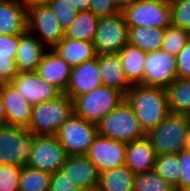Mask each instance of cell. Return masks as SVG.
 I'll list each match as a JSON object with an SVG mask.
<instances>
[{
	"label": "cell",
	"instance_id": "cell-1",
	"mask_svg": "<svg viewBox=\"0 0 190 191\" xmlns=\"http://www.w3.org/2000/svg\"><path fill=\"white\" fill-rule=\"evenodd\" d=\"M126 102L133 108L141 128L147 134L170 113L166 89L132 85L126 92Z\"/></svg>",
	"mask_w": 190,
	"mask_h": 191
},
{
	"label": "cell",
	"instance_id": "cell-2",
	"mask_svg": "<svg viewBox=\"0 0 190 191\" xmlns=\"http://www.w3.org/2000/svg\"><path fill=\"white\" fill-rule=\"evenodd\" d=\"M73 112V100L63 93L54 100L33 105L27 129L35 136L56 135Z\"/></svg>",
	"mask_w": 190,
	"mask_h": 191
},
{
	"label": "cell",
	"instance_id": "cell-3",
	"mask_svg": "<svg viewBox=\"0 0 190 191\" xmlns=\"http://www.w3.org/2000/svg\"><path fill=\"white\" fill-rule=\"evenodd\" d=\"M189 122L187 115L169 113L156 128L146 134L157 156L186 149Z\"/></svg>",
	"mask_w": 190,
	"mask_h": 191
},
{
	"label": "cell",
	"instance_id": "cell-4",
	"mask_svg": "<svg viewBox=\"0 0 190 191\" xmlns=\"http://www.w3.org/2000/svg\"><path fill=\"white\" fill-rule=\"evenodd\" d=\"M97 133L125 143L141 139L146 133L141 128L133 108L124 99L97 124Z\"/></svg>",
	"mask_w": 190,
	"mask_h": 191
},
{
	"label": "cell",
	"instance_id": "cell-5",
	"mask_svg": "<svg viewBox=\"0 0 190 191\" xmlns=\"http://www.w3.org/2000/svg\"><path fill=\"white\" fill-rule=\"evenodd\" d=\"M124 99L125 96L121 92L101 85L87 94L76 97L73 100V110L76 115L96 125Z\"/></svg>",
	"mask_w": 190,
	"mask_h": 191
},
{
	"label": "cell",
	"instance_id": "cell-6",
	"mask_svg": "<svg viewBox=\"0 0 190 191\" xmlns=\"http://www.w3.org/2000/svg\"><path fill=\"white\" fill-rule=\"evenodd\" d=\"M35 135L27 128L0 125V164L22 168L29 161Z\"/></svg>",
	"mask_w": 190,
	"mask_h": 191
},
{
	"label": "cell",
	"instance_id": "cell-7",
	"mask_svg": "<svg viewBox=\"0 0 190 191\" xmlns=\"http://www.w3.org/2000/svg\"><path fill=\"white\" fill-rule=\"evenodd\" d=\"M97 134L95 124L87 122L73 112L55 136L69 156L86 155Z\"/></svg>",
	"mask_w": 190,
	"mask_h": 191
},
{
	"label": "cell",
	"instance_id": "cell-8",
	"mask_svg": "<svg viewBox=\"0 0 190 191\" xmlns=\"http://www.w3.org/2000/svg\"><path fill=\"white\" fill-rule=\"evenodd\" d=\"M27 30L47 49H53L64 38L65 33L47 4H36L27 8Z\"/></svg>",
	"mask_w": 190,
	"mask_h": 191
},
{
	"label": "cell",
	"instance_id": "cell-9",
	"mask_svg": "<svg viewBox=\"0 0 190 191\" xmlns=\"http://www.w3.org/2000/svg\"><path fill=\"white\" fill-rule=\"evenodd\" d=\"M129 28L120 11L99 18L93 45L97 55L117 54L128 43Z\"/></svg>",
	"mask_w": 190,
	"mask_h": 191
},
{
	"label": "cell",
	"instance_id": "cell-10",
	"mask_svg": "<svg viewBox=\"0 0 190 191\" xmlns=\"http://www.w3.org/2000/svg\"><path fill=\"white\" fill-rule=\"evenodd\" d=\"M128 27H157L172 24L170 4L134 0L121 11Z\"/></svg>",
	"mask_w": 190,
	"mask_h": 191
},
{
	"label": "cell",
	"instance_id": "cell-11",
	"mask_svg": "<svg viewBox=\"0 0 190 191\" xmlns=\"http://www.w3.org/2000/svg\"><path fill=\"white\" fill-rule=\"evenodd\" d=\"M67 156L55 135L35 136L27 166L52 174L61 169Z\"/></svg>",
	"mask_w": 190,
	"mask_h": 191
},
{
	"label": "cell",
	"instance_id": "cell-12",
	"mask_svg": "<svg viewBox=\"0 0 190 191\" xmlns=\"http://www.w3.org/2000/svg\"><path fill=\"white\" fill-rule=\"evenodd\" d=\"M142 85L166 89L177 78L176 56L163 50L148 52Z\"/></svg>",
	"mask_w": 190,
	"mask_h": 191
},
{
	"label": "cell",
	"instance_id": "cell-13",
	"mask_svg": "<svg viewBox=\"0 0 190 191\" xmlns=\"http://www.w3.org/2000/svg\"><path fill=\"white\" fill-rule=\"evenodd\" d=\"M127 143L97 134L86 157L96 166L99 173L125 165Z\"/></svg>",
	"mask_w": 190,
	"mask_h": 191
},
{
	"label": "cell",
	"instance_id": "cell-14",
	"mask_svg": "<svg viewBox=\"0 0 190 191\" xmlns=\"http://www.w3.org/2000/svg\"><path fill=\"white\" fill-rule=\"evenodd\" d=\"M11 84L32 106L51 101L63 93L34 72L18 73Z\"/></svg>",
	"mask_w": 190,
	"mask_h": 191
},
{
	"label": "cell",
	"instance_id": "cell-15",
	"mask_svg": "<svg viewBox=\"0 0 190 191\" xmlns=\"http://www.w3.org/2000/svg\"><path fill=\"white\" fill-rule=\"evenodd\" d=\"M101 85L102 80L97 55L90 61L72 67L65 94L74 100L76 97L87 94Z\"/></svg>",
	"mask_w": 190,
	"mask_h": 191
},
{
	"label": "cell",
	"instance_id": "cell-16",
	"mask_svg": "<svg viewBox=\"0 0 190 191\" xmlns=\"http://www.w3.org/2000/svg\"><path fill=\"white\" fill-rule=\"evenodd\" d=\"M80 191L98 186L99 172L86 155H69L60 169Z\"/></svg>",
	"mask_w": 190,
	"mask_h": 191
},
{
	"label": "cell",
	"instance_id": "cell-17",
	"mask_svg": "<svg viewBox=\"0 0 190 191\" xmlns=\"http://www.w3.org/2000/svg\"><path fill=\"white\" fill-rule=\"evenodd\" d=\"M71 69L72 67L53 49H47L35 72L40 78L58 88L62 93H65Z\"/></svg>",
	"mask_w": 190,
	"mask_h": 191
},
{
	"label": "cell",
	"instance_id": "cell-18",
	"mask_svg": "<svg viewBox=\"0 0 190 191\" xmlns=\"http://www.w3.org/2000/svg\"><path fill=\"white\" fill-rule=\"evenodd\" d=\"M1 95L7 115V124L27 128L33 106L17 92L11 83L1 84Z\"/></svg>",
	"mask_w": 190,
	"mask_h": 191
},
{
	"label": "cell",
	"instance_id": "cell-19",
	"mask_svg": "<svg viewBox=\"0 0 190 191\" xmlns=\"http://www.w3.org/2000/svg\"><path fill=\"white\" fill-rule=\"evenodd\" d=\"M46 50L47 48L42 42L28 30L19 34V44L15 57L18 73L36 71Z\"/></svg>",
	"mask_w": 190,
	"mask_h": 191
},
{
	"label": "cell",
	"instance_id": "cell-20",
	"mask_svg": "<svg viewBox=\"0 0 190 191\" xmlns=\"http://www.w3.org/2000/svg\"><path fill=\"white\" fill-rule=\"evenodd\" d=\"M156 152L147 136L127 143L125 165L136 175L152 171Z\"/></svg>",
	"mask_w": 190,
	"mask_h": 191
},
{
	"label": "cell",
	"instance_id": "cell-21",
	"mask_svg": "<svg viewBox=\"0 0 190 191\" xmlns=\"http://www.w3.org/2000/svg\"><path fill=\"white\" fill-rule=\"evenodd\" d=\"M98 67L100 70L102 85L121 92L124 96L132 87L123 71L122 62L118 54L98 55Z\"/></svg>",
	"mask_w": 190,
	"mask_h": 191
},
{
	"label": "cell",
	"instance_id": "cell-22",
	"mask_svg": "<svg viewBox=\"0 0 190 191\" xmlns=\"http://www.w3.org/2000/svg\"><path fill=\"white\" fill-rule=\"evenodd\" d=\"M27 30V8L19 0L0 2V34H22Z\"/></svg>",
	"mask_w": 190,
	"mask_h": 191
},
{
	"label": "cell",
	"instance_id": "cell-23",
	"mask_svg": "<svg viewBox=\"0 0 190 191\" xmlns=\"http://www.w3.org/2000/svg\"><path fill=\"white\" fill-rule=\"evenodd\" d=\"M71 67L96 58L93 42H86L64 37L54 48Z\"/></svg>",
	"mask_w": 190,
	"mask_h": 191
},
{
	"label": "cell",
	"instance_id": "cell-24",
	"mask_svg": "<svg viewBox=\"0 0 190 191\" xmlns=\"http://www.w3.org/2000/svg\"><path fill=\"white\" fill-rule=\"evenodd\" d=\"M19 44V34H0V84L11 83L17 76L15 57Z\"/></svg>",
	"mask_w": 190,
	"mask_h": 191
},
{
	"label": "cell",
	"instance_id": "cell-25",
	"mask_svg": "<svg viewBox=\"0 0 190 191\" xmlns=\"http://www.w3.org/2000/svg\"><path fill=\"white\" fill-rule=\"evenodd\" d=\"M123 71L132 85H142L147 52L127 43L118 53Z\"/></svg>",
	"mask_w": 190,
	"mask_h": 191
},
{
	"label": "cell",
	"instance_id": "cell-26",
	"mask_svg": "<svg viewBox=\"0 0 190 191\" xmlns=\"http://www.w3.org/2000/svg\"><path fill=\"white\" fill-rule=\"evenodd\" d=\"M99 18L90 10L78 11L75 19L65 29L64 37L93 42Z\"/></svg>",
	"mask_w": 190,
	"mask_h": 191
},
{
	"label": "cell",
	"instance_id": "cell-27",
	"mask_svg": "<svg viewBox=\"0 0 190 191\" xmlns=\"http://www.w3.org/2000/svg\"><path fill=\"white\" fill-rule=\"evenodd\" d=\"M128 28V43L147 53L161 50L165 29L145 26Z\"/></svg>",
	"mask_w": 190,
	"mask_h": 191
},
{
	"label": "cell",
	"instance_id": "cell-28",
	"mask_svg": "<svg viewBox=\"0 0 190 191\" xmlns=\"http://www.w3.org/2000/svg\"><path fill=\"white\" fill-rule=\"evenodd\" d=\"M134 177L135 174L122 165L100 173L98 186L102 191H133Z\"/></svg>",
	"mask_w": 190,
	"mask_h": 191
},
{
	"label": "cell",
	"instance_id": "cell-29",
	"mask_svg": "<svg viewBox=\"0 0 190 191\" xmlns=\"http://www.w3.org/2000/svg\"><path fill=\"white\" fill-rule=\"evenodd\" d=\"M166 92L170 113L190 116V79L177 78Z\"/></svg>",
	"mask_w": 190,
	"mask_h": 191
},
{
	"label": "cell",
	"instance_id": "cell-30",
	"mask_svg": "<svg viewBox=\"0 0 190 191\" xmlns=\"http://www.w3.org/2000/svg\"><path fill=\"white\" fill-rule=\"evenodd\" d=\"M178 153L161 154L156 157L154 171L172 187H176L180 178Z\"/></svg>",
	"mask_w": 190,
	"mask_h": 191
},
{
	"label": "cell",
	"instance_id": "cell-31",
	"mask_svg": "<svg viewBox=\"0 0 190 191\" xmlns=\"http://www.w3.org/2000/svg\"><path fill=\"white\" fill-rule=\"evenodd\" d=\"M51 173L29 166L21 168L19 191H48Z\"/></svg>",
	"mask_w": 190,
	"mask_h": 191
},
{
	"label": "cell",
	"instance_id": "cell-32",
	"mask_svg": "<svg viewBox=\"0 0 190 191\" xmlns=\"http://www.w3.org/2000/svg\"><path fill=\"white\" fill-rule=\"evenodd\" d=\"M133 191H175V189L152 170L135 175Z\"/></svg>",
	"mask_w": 190,
	"mask_h": 191
},
{
	"label": "cell",
	"instance_id": "cell-33",
	"mask_svg": "<svg viewBox=\"0 0 190 191\" xmlns=\"http://www.w3.org/2000/svg\"><path fill=\"white\" fill-rule=\"evenodd\" d=\"M189 39V32L171 24L165 28L161 50L176 56Z\"/></svg>",
	"mask_w": 190,
	"mask_h": 191
},
{
	"label": "cell",
	"instance_id": "cell-34",
	"mask_svg": "<svg viewBox=\"0 0 190 191\" xmlns=\"http://www.w3.org/2000/svg\"><path fill=\"white\" fill-rule=\"evenodd\" d=\"M170 7L172 25L190 33V0H172Z\"/></svg>",
	"mask_w": 190,
	"mask_h": 191
},
{
	"label": "cell",
	"instance_id": "cell-35",
	"mask_svg": "<svg viewBox=\"0 0 190 191\" xmlns=\"http://www.w3.org/2000/svg\"><path fill=\"white\" fill-rule=\"evenodd\" d=\"M46 4L52 9L64 30L77 16L78 10L68 0H48Z\"/></svg>",
	"mask_w": 190,
	"mask_h": 191
},
{
	"label": "cell",
	"instance_id": "cell-36",
	"mask_svg": "<svg viewBox=\"0 0 190 191\" xmlns=\"http://www.w3.org/2000/svg\"><path fill=\"white\" fill-rule=\"evenodd\" d=\"M21 168L0 164V191H19Z\"/></svg>",
	"mask_w": 190,
	"mask_h": 191
},
{
	"label": "cell",
	"instance_id": "cell-37",
	"mask_svg": "<svg viewBox=\"0 0 190 191\" xmlns=\"http://www.w3.org/2000/svg\"><path fill=\"white\" fill-rule=\"evenodd\" d=\"M180 162V178L175 191H186L190 188V150L184 149L178 153Z\"/></svg>",
	"mask_w": 190,
	"mask_h": 191
},
{
	"label": "cell",
	"instance_id": "cell-38",
	"mask_svg": "<svg viewBox=\"0 0 190 191\" xmlns=\"http://www.w3.org/2000/svg\"><path fill=\"white\" fill-rule=\"evenodd\" d=\"M176 67L179 79H190V39L176 55Z\"/></svg>",
	"mask_w": 190,
	"mask_h": 191
},
{
	"label": "cell",
	"instance_id": "cell-39",
	"mask_svg": "<svg viewBox=\"0 0 190 191\" xmlns=\"http://www.w3.org/2000/svg\"><path fill=\"white\" fill-rule=\"evenodd\" d=\"M48 191H80L79 188L70 181L67 176L58 170L51 174Z\"/></svg>",
	"mask_w": 190,
	"mask_h": 191
},
{
	"label": "cell",
	"instance_id": "cell-40",
	"mask_svg": "<svg viewBox=\"0 0 190 191\" xmlns=\"http://www.w3.org/2000/svg\"><path fill=\"white\" fill-rule=\"evenodd\" d=\"M89 10L98 18L112 16L120 12L113 0H91Z\"/></svg>",
	"mask_w": 190,
	"mask_h": 191
},
{
	"label": "cell",
	"instance_id": "cell-41",
	"mask_svg": "<svg viewBox=\"0 0 190 191\" xmlns=\"http://www.w3.org/2000/svg\"><path fill=\"white\" fill-rule=\"evenodd\" d=\"M69 3L78 11L89 10L91 0H68Z\"/></svg>",
	"mask_w": 190,
	"mask_h": 191
},
{
	"label": "cell",
	"instance_id": "cell-42",
	"mask_svg": "<svg viewBox=\"0 0 190 191\" xmlns=\"http://www.w3.org/2000/svg\"><path fill=\"white\" fill-rule=\"evenodd\" d=\"M6 124H7V115L2 100L1 84H0V125H6Z\"/></svg>",
	"mask_w": 190,
	"mask_h": 191
},
{
	"label": "cell",
	"instance_id": "cell-43",
	"mask_svg": "<svg viewBox=\"0 0 190 191\" xmlns=\"http://www.w3.org/2000/svg\"><path fill=\"white\" fill-rule=\"evenodd\" d=\"M26 8L36 4H46L48 0H19Z\"/></svg>",
	"mask_w": 190,
	"mask_h": 191
},
{
	"label": "cell",
	"instance_id": "cell-44",
	"mask_svg": "<svg viewBox=\"0 0 190 191\" xmlns=\"http://www.w3.org/2000/svg\"><path fill=\"white\" fill-rule=\"evenodd\" d=\"M117 8L122 11L124 8L129 6L134 0H113Z\"/></svg>",
	"mask_w": 190,
	"mask_h": 191
},
{
	"label": "cell",
	"instance_id": "cell-45",
	"mask_svg": "<svg viewBox=\"0 0 190 191\" xmlns=\"http://www.w3.org/2000/svg\"><path fill=\"white\" fill-rule=\"evenodd\" d=\"M136 1L170 4L172 0H136Z\"/></svg>",
	"mask_w": 190,
	"mask_h": 191
},
{
	"label": "cell",
	"instance_id": "cell-46",
	"mask_svg": "<svg viewBox=\"0 0 190 191\" xmlns=\"http://www.w3.org/2000/svg\"><path fill=\"white\" fill-rule=\"evenodd\" d=\"M186 149L190 150V122H189L188 134H187V147H186Z\"/></svg>",
	"mask_w": 190,
	"mask_h": 191
},
{
	"label": "cell",
	"instance_id": "cell-47",
	"mask_svg": "<svg viewBox=\"0 0 190 191\" xmlns=\"http://www.w3.org/2000/svg\"><path fill=\"white\" fill-rule=\"evenodd\" d=\"M82 191H102V190L99 186H96V187L89 188V189L82 190Z\"/></svg>",
	"mask_w": 190,
	"mask_h": 191
}]
</instances>
